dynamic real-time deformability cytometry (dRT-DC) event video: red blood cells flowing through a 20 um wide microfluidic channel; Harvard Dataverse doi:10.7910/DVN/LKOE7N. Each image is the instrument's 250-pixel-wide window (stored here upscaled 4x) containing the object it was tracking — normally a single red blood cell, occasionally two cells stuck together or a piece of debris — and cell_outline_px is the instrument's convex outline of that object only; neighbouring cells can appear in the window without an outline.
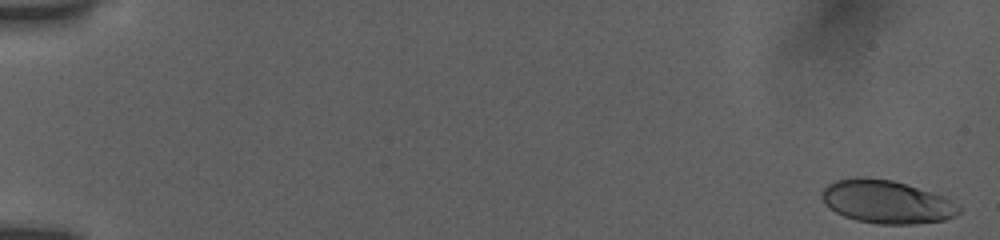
{"species": "human", "species_latin": "Homo sapiens", "temperature_condition": "room temperature", "stored_images_in_passage": 16, "camera_frame_rate_fps": 3000, "um_per_image_px": 0.085, "donor": {"sex": "female"}, "frame": {"image": 1, "passage_image": 1, "time_ms": 0.0, "image_size_px": [1000, 240], "cell_outline_px": [[964, 208], [956, 216], [944, 220], [916, 224], [876, 224], [856, 220], [844, 216], [836, 212], [824, 204], [820, 196], [820, 192], [828, 184], [836, 180], [856, 176], [892, 180], [944, 196], [960, 204]], "centroid_in_image_um": [75.38, 17.16], "position_along_channel_um": 9.6, "area_um2": 34.85}}
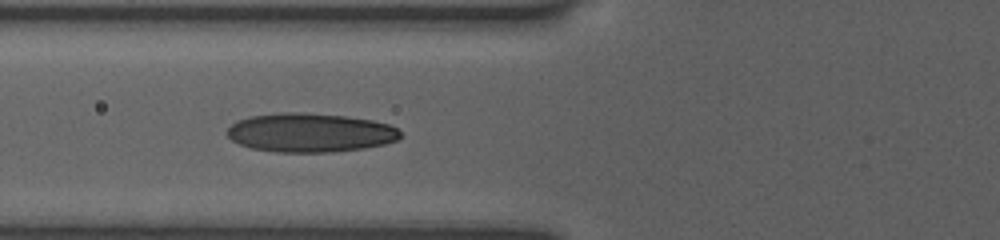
{"frame": {"image": 2, "passage_image": 14, "time_ms": 7.0, "image_size_px": [1000, 240], "cell_outline_px": [[400, 136], [396, 140], [384, 144], [364, 148], [332, 152], [276, 152], [252, 148], [240, 144], [232, 140], [224, 132], [236, 120], [252, 116], [280, 112], [304, 112], [344, 116], [372, 120], [388, 124], [396, 128], [400, 132]], "centroid_in_image_um": [26.32, 11.27], "position_along_channel_um": 99.5, "area_um2": 39.3}}
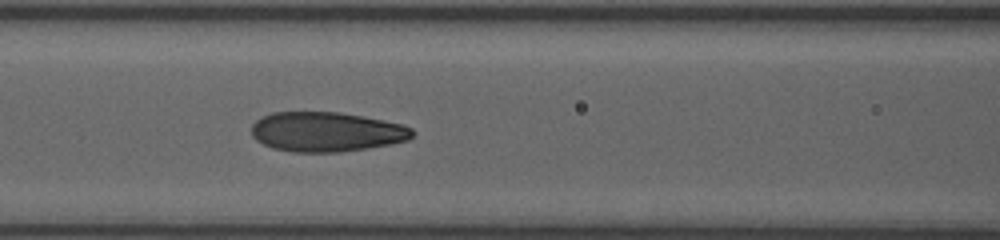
{"frame": {"image": 3, "passage_image": 16, "time_ms": 8.0, "image_size_px": [1000, 240], "cell_outline_px": [[416, 132], [408, 140], [392, 144], [368, 148], [336, 152], [292, 152], [272, 148], [256, 140], [252, 136], [252, 124], [260, 116], [272, 112], [340, 112], [384, 120], [404, 124], [412, 128]], "centroid_in_image_um": [27.75, 11.2], "position_along_channel_um": 138.8, "area_um2": 37.51}}